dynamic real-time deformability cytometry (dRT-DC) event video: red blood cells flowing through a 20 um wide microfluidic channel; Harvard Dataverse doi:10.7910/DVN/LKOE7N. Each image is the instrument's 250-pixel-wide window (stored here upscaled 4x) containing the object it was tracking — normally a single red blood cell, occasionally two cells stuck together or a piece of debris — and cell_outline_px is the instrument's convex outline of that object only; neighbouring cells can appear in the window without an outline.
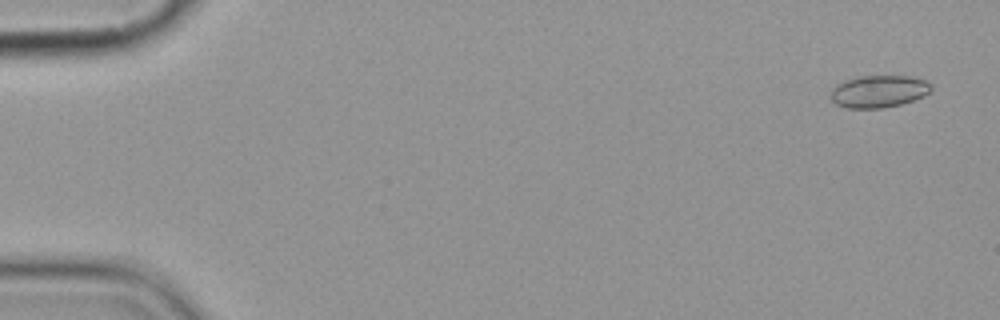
{"species": "common noctule bat (a hibernating species)", "species_latin": "Nyctalus noctula", "temperature_condition": "cold", "stored_images_in_passage": 11, "camera_frame_rate_fps": 3000, "um_per_image_px": 0.085, "animal": {"sex": "female", "body_mass_g": 19.9}, "frame": {"image": 1, "passage_image": 1, "time_ms": 0.0, "image_size_px": [1000, 320], "cell_outline_px": [[932, 88], [924, 96], [900, 104], [880, 108], [844, 108], [836, 104], [832, 100], [832, 88], [836, 84], [860, 76], [908, 76], [924, 80], [932, 84]], "centroid_in_image_um": [74.69, 7.77], "position_along_channel_um": 10.3, "area_um2": 18.67}}
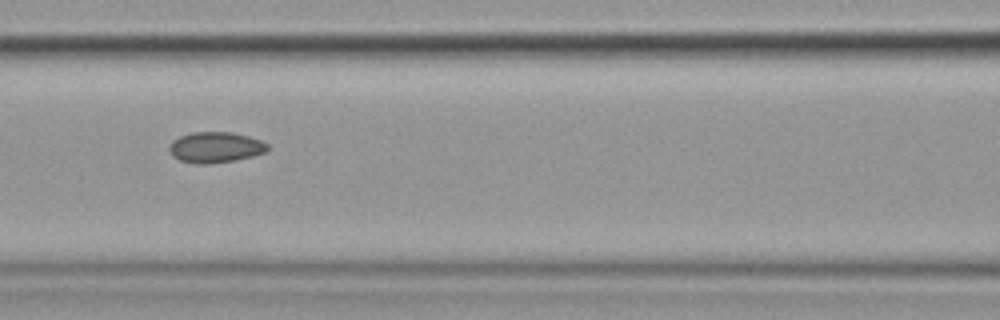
{"frame": {"image": 2, "passage_image": 7, "time_ms": 7.667, "image_size_px": [1000, 320], "cell_outline_px": [[268, 148], [264, 152], [252, 156], [236, 160], [208, 164], [196, 164], [180, 160], [172, 156], [168, 152], [168, 144], [172, 140], [180, 136], [192, 132], [232, 132], [248, 136], [260, 140], [268, 144]], "centroid_in_image_um": [18.25, 12.52], "position_along_channel_um": 148.3, "area_um2": 17.74}}
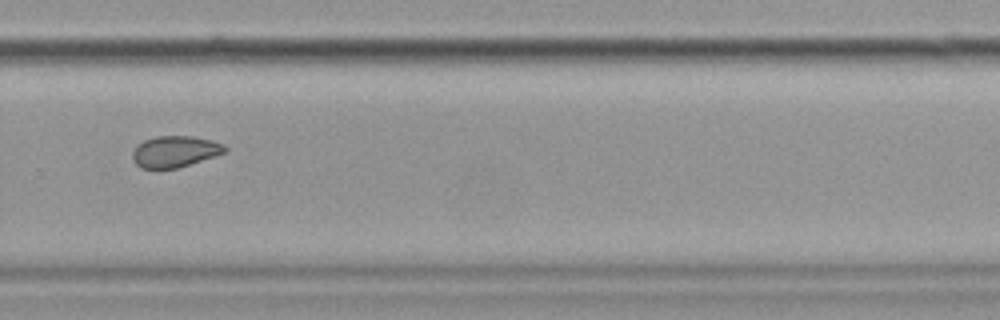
{"frame": {"image": 3, "passage_image": 11, "time_ms": 12.333, "image_size_px": [1000, 320], "cell_outline_px": [[228, 152], [176, 168], [140, 168], [132, 160], [132, 152], [136, 144], [144, 140], [156, 136], [192, 136], [212, 140], [224, 144], [228, 148]], "centroid_in_image_um": [14.87, 12.87], "position_along_channel_um": 314.9, "area_um2": 16.99}}